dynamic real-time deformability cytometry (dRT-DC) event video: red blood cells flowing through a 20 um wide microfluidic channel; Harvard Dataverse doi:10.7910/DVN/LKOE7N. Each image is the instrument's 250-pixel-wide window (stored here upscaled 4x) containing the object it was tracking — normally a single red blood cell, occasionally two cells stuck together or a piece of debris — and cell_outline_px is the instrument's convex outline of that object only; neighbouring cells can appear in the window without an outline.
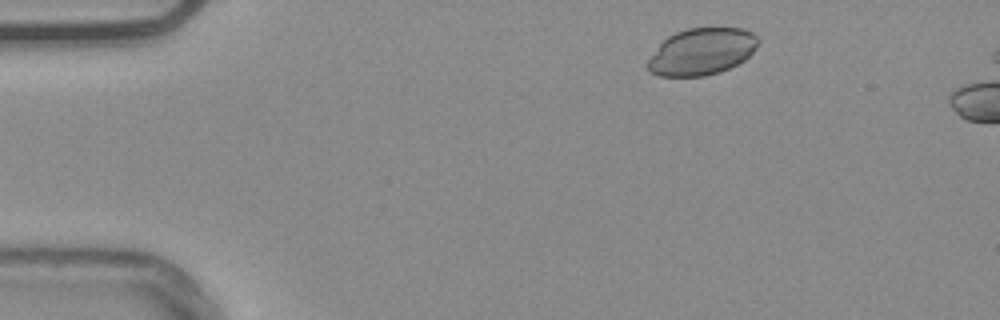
{"species": "common noctule bat (a hibernating species)", "species_latin": "Nyctalus noctula", "temperature_condition": "warm", "stored_images_in_passage": 49, "camera_frame_rate_fps": 3000, "um_per_image_px": 0.085, "animal": {"sex": "male", "body_mass_g": 20.4}, "frame": {"image": 1, "passage_image": 4, "time_ms": 1.0, "image_size_px": [1000, 320], "cell_outline_px": [[760, 40], [756, 48], [744, 60], [720, 72], [704, 76], [660, 76], [648, 72], [644, 64], [660, 44], [668, 36], [676, 32], [688, 28], [744, 28], [752, 32]], "centroid_in_image_um": [59.62, 4.39], "position_along_channel_um": 25.4, "area_um2": 30.23}}
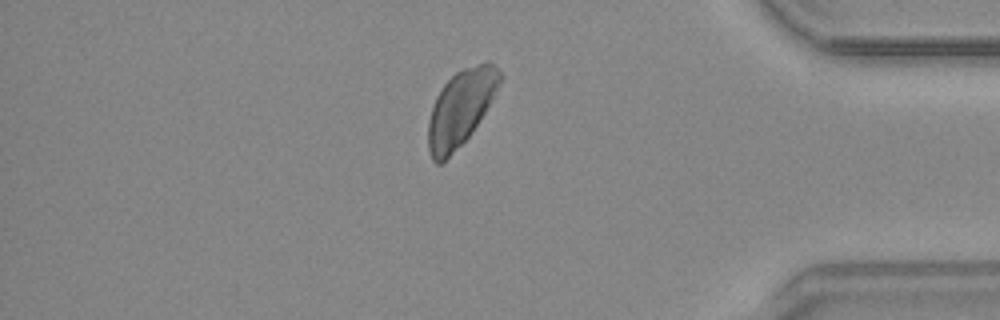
{"frame": {"image": 2, "passage_image": 42, "time_ms": 13.667, "image_size_px": [1000, 320], "cell_outline_px": [[500, 84], [484, 112], [472, 132], [440, 164], [436, 164], [432, 160], [428, 152], [428, 120], [436, 96], [444, 84], [456, 72], [464, 68], [484, 60], [488, 60], [496, 64], [500, 72]], "centroid_in_image_um": [39.14, 9.14], "position_along_channel_um": 396.1, "area_um2": 31.27}}